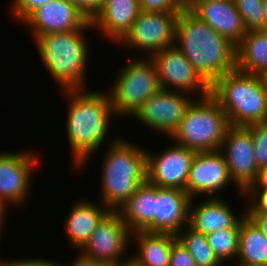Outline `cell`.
<instances>
[{"label": "cell", "mask_w": 267, "mask_h": 266, "mask_svg": "<svg viewBox=\"0 0 267 266\" xmlns=\"http://www.w3.org/2000/svg\"><path fill=\"white\" fill-rule=\"evenodd\" d=\"M254 145V159L258 168L267 166V121L246 126Z\"/></svg>", "instance_id": "obj_29"}, {"label": "cell", "mask_w": 267, "mask_h": 266, "mask_svg": "<svg viewBox=\"0 0 267 266\" xmlns=\"http://www.w3.org/2000/svg\"><path fill=\"white\" fill-rule=\"evenodd\" d=\"M77 256L78 257L75 258L72 264H69L70 266H106L105 264L98 262L92 258H89L80 252L78 253ZM57 264L58 266H65L62 263L60 264V262L59 263L57 262Z\"/></svg>", "instance_id": "obj_36"}, {"label": "cell", "mask_w": 267, "mask_h": 266, "mask_svg": "<svg viewBox=\"0 0 267 266\" xmlns=\"http://www.w3.org/2000/svg\"><path fill=\"white\" fill-rule=\"evenodd\" d=\"M0 266H58L57 262L51 260V259H36V258H29V259H23L22 260H0Z\"/></svg>", "instance_id": "obj_35"}, {"label": "cell", "mask_w": 267, "mask_h": 266, "mask_svg": "<svg viewBox=\"0 0 267 266\" xmlns=\"http://www.w3.org/2000/svg\"><path fill=\"white\" fill-rule=\"evenodd\" d=\"M240 227L241 221L234 228H226L206 235L209 245L222 264L235 259L237 261Z\"/></svg>", "instance_id": "obj_27"}, {"label": "cell", "mask_w": 267, "mask_h": 266, "mask_svg": "<svg viewBox=\"0 0 267 266\" xmlns=\"http://www.w3.org/2000/svg\"><path fill=\"white\" fill-rule=\"evenodd\" d=\"M191 200L185 190L156 186L154 233L177 235L189 225Z\"/></svg>", "instance_id": "obj_17"}, {"label": "cell", "mask_w": 267, "mask_h": 266, "mask_svg": "<svg viewBox=\"0 0 267 266\" xmlns=\"http://www.w3.org/2000/svg\"><path fill=\"white\" fill-rule=\"evenodd\" d=\"M263 8L265 13V30H267V0H263Z\"/></svg>", "instance_id": "obj_42"}, {"label": "cell", "mask_w": 267, "mask_h": 266, "mask_svg": "<svg viewBox=\"0 0 267 266\" xmlns=\"http://www.w3.org/2000/svg\"><path fill=\"white\" fill-rule=\"evenodd\" d=\"M37 152L30 149L0 152V201L7 207L27 204L32 185L31 176L36 165L41 162Z\"/></svg>", "instance_id": "obj_12"}, {"label": "cell", "mask_w": 267, "mask_h": 266, "mask_svg": "<svg viewBox=\"0 0 267 266\" xmlns=\"http://www.w3.org/2000/svg\"><path fill=\"white\" fill-rule=\"evenodd\" d=\"M151 152L146 149L147 180L160 188L185 190L196 152L175 143L161 153Z\"/></svg>", "instance_id": "obj_14"}, {"label": "cell", "mask_w": 267, "mask_h": 266, "mask_svg": "<svg viewBox=\"0 0 267 266\" xmlns=\"http://www.w3.org/2000/svg\"><path fill=\"white\" fill-rule=\"evenodd\" d=\"M243 194L250 203L246 207V214H267V188L245 189Z\"/></svg>", "instance_id": "obj_31"}, {"label": "cell", "mask_w": 267, "mask_h": 266, "mask_svg": "<svg viewBox=\"0 0 267 266\" xmlns=\"http://www.w3.org/2000/svg\"><path fill=\"white\" fill-rule=\"evenodd\" d=\"M264 79H265V82H266V85H267V73L264 75Z\"/></svg>", "instance_id": "obj_43"}, {"label": "cell", "mask_w": 267, "mask_h": 266, "mask_svg": "<svg viewBox=\"0 0 267 266\" xmlns=\"http://www.w3.org/2000/svg\"><path fill=\"white\" fill-rule=\"evenodd\" d=\"M89 20L68 0H51L33 11L22 23L29 28L31 36L76 31Z\"/></svg>", "instance_id": "obj_16"}, {"label": "cell", "mask_w": 267, "mask_h": 266, "mask_svg": "<svg viewBox=\"0 0 267 266\" xmlns=\"http://www.w3.org/2000/svg\"><path fill=\"white\" fill-rule=\"evenodd\" d=\"M102 161L100 203L117 211L147 181L146 149L119 137Z\"/></svg>", "instance_id": "obj_3"}, {"label": "cell", "mask_w": 267, "mask_h": 266, "mask_svg": "<svg viewBox=\"0 0 267 266\" xmlns=\"http://www.w3.org/2000/svg\"><path fill=\"white\" fill-rule=\"evenodd\" d=\"M89 200L76 201L64 219L69 246L79 251L91 237L102 219L111 211L106 205Z\"/></svg>", "instance_id": "obj_20"}, {"label": "cell", "mask_w": 267, "mask_h": 266, "mask_svg": "<svg viewBox=\"0 0 267 266\" xmlns=\"http://www.w3.org/2000/svg\"><path fill=\"white\" fill-rule=\"evenodd\" d=\"M144 12H180L185 7L184 0H138Z\"/></svg>", "instance_id": "obj_30"}, {"label": "cell", "mask_w": 267, "mask_h": 266, "mask_svg": "<svg viewBox=\"0 0 267 266\" xmlns=\"http://www.w3.org/2000/svg\"><path fill=\"white\" fill-rule=\"evenodd\" d=\"M175 46L210 86L236 69V45L188 9L178 15Z\"/></svg>", "instance_id": "obj_2"}, {"label": "cell", "mask_w": 267, "mask_h": 266, "mask_svg": "<svg viewBox=\"0 0 267 266\" xmlns=\"http://www.w3.org/2000/svg\"><path fill=\"white\" fill-rule=\"evenodd\" d=\"M237 259L235 266L267 265V236L247 216L241 220Z\"/></svg>", "instance_id": "obj_25"}, {"label": "cell", "mask_w": 267, "mask_h": 266, "mask_svg": "<svg viewBox=\"0 0 267 266\" xmlns=\"http://www.w3.org/2000/svg\"><path fill=\"white\" fill-rule=\"evenodd\" d=\"M246 216L253 220L267 236V214H246Z\"/></svg>", "instance_id": "obj_38"}, {"label": "cell", "mask_w": 267, "mask_h": 266, "mask_svg": "<svg viewBox=\"0 0 267 266\" xmlns=\"http://www.w3.org/2000/svg\"><path fill=\"white\" fill-rule=\"evenodd\" d=\"M137 57L117 71L107 90L118 118L127 115L132 118L161 89L154 63L148 57Z\"/></svg>", "instance_id": "obj_7"}, {"label": "cell", "mask_w": 267, "mask_h": 266, "mask_svg": "<svg viewBox=\"0 0 267 266\" xmlns=\"http://www.w3.org/2000/svg\"><path fill=\"white\" fill-rule=\"evenodd\" d=\"M88 89L61 90L66 95L68 105L66 138L72 163L78 169L87 165L91 155L100 150L105 140L111 144L118 139L115 137L111 142L106 139L110 133V121L116 116L108 92H90Z\"/></svg>", "instance_id": "obj_1"}, {"label": "cell", "mask_w": 267, "mask_h": 266, "mask_svg": "<svg viewBox=\"0 0 267 266\" xmlns=\"http://www.w3.org/2000/svg\"><path fill=\"white\" fill-rule=\"evenodd\" d=\"M75 5L81 13L89 20L93 21L103 10L106 0H68Z\"/></svg>", "instance_id": "obj_34"}, {"label": "cell", "mask_w": 267, "mask_h": 266, "mask_svg": "<svg viewBox=\"0 0 267 266\" xmlns=\"http://www.w3.org/2000/svg\"><path fill=\"white\" fill-rule=\"evenodd\" d=\"M8 207L3 203V202H1L0 201V229H3V225H4V220L6 219L5 218V216H6V209H7Z\"/></svg>", "instance_id": "obj_39"}, {"label": "cell", "mask_w": 267, "mask_h": 266, "mask_svg": "<svg viewBox=\"0 0 267 266\" xmlns=\"http://www.w3.org/2000/svg\"><path fill=\"white\" fill-rule=\"evenodd\" d=\"M184 1L186 9L191 10L198 2L205 0H184Z\"/></svg>", "instance_id": "obj_41"}, {"label": "cell", "mask_w": 267, "mask_h": 266, "mask_svg": "<svg viewBox=\"0 0 267 266\" xmlns=\"http://www.w3.org/2000/svg\"><path fill=\"white\" fill-rule=\"evenodd\" d=\"M51 0H13L11 11L19 23L23 22L33 11Z\"/></svg>", "instance_id": "obj_32"}, {"label": "cell", "mask_w": 267, "mask_h": 266, "mask_svg": "<svg viewBox=\"0 0 267 266\" xmlns=\"http://www.w3.org/2000/svg\"><path fill=\"white\" fill-rule=\"evenodd\" d=\"M194 203V204H193ZM194 198L189 207V226L195 231L209 235L218 230L234 228L245 216L235 215L232 205L221 197H206V200L197 203Z\"/></svg>", "instance_id": "obj_18"}, {"label": "cell", "mask_w": 267, "mask_h": 266, "mask_svg": "<svg viewBox=\"0 0 267 266\" xmlns=\"http://www.w3.org/2000/svg\"><path fill=\"white\" fill-rule=\"evenodd\" d=\"M190 11L234 45L246 34L234 0L201 1Z\"/></svg>", "instance_id": "obj_19"}, {"label": "cell", "mask_w": 267, "mask_h": 266, "mask_svg": "<svg viewBox=\"0 0 267 266\" xmlns=\"http://www.w3.org/2000/svg\"><path fill=\"white\" fill-rule=\"evenodd\" d=\"M150 59L155 65L161 89L192 96L199 93L198 98L210 94V85L175 45L155 53Z\"/></svg>", "instance_id": "obj_9"}, {"label": "cell", "mask_w": 267, "mask_h": 266, "mask_svg": "<svg viewBox=\"0 0 267 266\" xmlns=\"http://www.w3.org/2000/svg\"><path fill=\"white\" fill-rule=\"evenodd\" d=\"M177 239L190 252L197 266H224L216 257L205 234L187 225L177 234Z\"/></svg>", "instance_id": "obj_26"}, {"label": "cell", "mask_w": 267, "mask_h": 266, "mask_svg": "<svg viewBox=\"0 0 267 266\" xmlns=\"http://www.w3.org/2000/svg\"><path fill=\"white\" fill-rule=\"evenodd\" d=\"M170 266H197L190 252L178 239L172 245Z\"/></svg>", "instance_id": "obj_33"}, {"label": "cell", "mask_w": 267, "mask_h": 266, "mask_svg": "<svg viewBox=\"0 0 267 266\" xmlns=\"http://www.w3.org/2000/svg\"><path fill=\"white\" fill-rule=\"evenodd\" d=\"M106 266H137L134 260L130 257L129 259L122 261L120 263H114V264H109Z\"/></svg>", "instance_id": "obj_40"}, {"label": "cell", "mask_w": 267, "mask_h": 266, "mask_svg": "<svg viewBox=\"0 0 267 266\" xmlns=\"http://www.w3.org/2000/svg\"><path fill=\"white\" fill-rule=\"evenodd\" d=\"M94 29L89 21L82 29L34 37L37 52L60 90L87 89L88 42L84 32ZM86 79V80H85Z\"/></svg>", "instance_id": "obj_4"}, {"label": "cell", "mask_w": 267, "mask_h": 266, "mask_svg": "<svg viewBox=\"0 0 267 266\" xmlns=\"http://www.w3.org/2000/svg\"><path fill=\"white\" fill-rule=\"evenodd\" d=\"M236 69L254 75L267 73V30L246 31L236 45Z\"/></svg>", "instance_id": "obj_24"}, {"label": "cell", "mask_w": 267, "mask_h": 266, "mask_svg": "<svg viewBox=\"0 0 267 266\" xmlns=\"http://www.w3.org/2000/svg\"><path fill=\"white\" fill-rule=\"evenodd\" d=\"M138 248L131 258L137 266H170L172 245L177 235L136 231L131 235Z\"/></svg>", "instance_id": "obj_23"}, {"label": "cell", "mask_w": 267, "mask_h": 266, "mask_svg": "<svg viewBox=\"0 0 267 266\" xmlns=\"http://www.w3.org/2000/svg\"><path fill=\"white\" fill-rule=\"evenodd\" d=\"M230 126L228 116L209 94L192 102L170 138L196 153L210 152L220 150Z\"/></svg>", "instance_id": "obj_6"}, {"label": "cell", "mask_w": 267, "mask_h": 266, "mask_svg": "<svg viewBox=\"0 0 267 266\" xmlns=\"http://www.w3.org/2000/svg\"><path fill=\"white\" fill-rule=\"evenodd\" d=\"M179 13L141 11L131 30L118 44L134 51L142 50L141 53H146L141 57L148 58L165 48L174 46Z\"/></svg>", "instance_id": "obj_8"}, {"label": "cell", "mask_w": 267, "mask_h": 266, "mask_svg": "<svg viewBox=\"0 0 267 266\" xmlns=\"http://www.w3.org/2000/svg\"><path fill=\"white\" fill-rule=\"evenodd\" d=\"M267 188V166L258 171L256 180L246 189H266Z\"/></svg>", "instance_id": "obj_37"}, {"label": "cell", "mask_w": 267, "mask_h": 266, "mask_svg": "<svg viewBox=\"0 0 267 266\" xmlns=\"http://www.w3.org/2000/svg\"><path fill=\"white\" fill-rule=\"evenodd\" d=\"M246 31L265 30L263 0H234Z\"/></svg>", "instance_id": "obj_28"}, {"label": "cell", "mask_w": 267, "mask_h": 266, "mask_svg": "<svg viewBox=\"0 0 267 266\" xmlns=\"http://www.w3.org/2000/svg\"><path fill=\"white\" fill-rule=\"evenodd\" d=\"M232 182L243 196V191L230 177L225 157L220 150L198 152L191 163L185 191L195 200L198 196L220 197V192Z\"/></svg>", "instance_id": "obj_13"}, {"label": "cell", "mask_w": 267, "mask_h": 266, "mask_svg": "<svg viewBox=\"0 0 267 266\" xmlns=\"http://www.w3.org/2000/svg\"><path fill=\"white\" fill-rule=\"evenodd\" d=\"M156 185L148 180L117 211L133 233H154Z\"/></svg>", "instance_id": "obj_22"}, {"label": "cell", "mask_w": 267, "mask_h": 266, "mask_svg": "<svg viewBox=\"0 0 267 266\" xmlns=\"http://www.w3.org/2000/svg\"><path fill=\"white\" fill-rule=\"evenodd\" d=\"M220 151L225 157L230 177L244 191L256 180L259 171L250 130L245 126L231 125Z\"/></svg>", "instance_id": "obj_15"}, {"label": "cell", "mask_w": 267, "mask_h": 266, "mask_svg": "<svg viewBox=\"0 0 267 266\" xmlns=\"http://www.w3.org/2000/svg\"><path fill=\"white\" fill-rule=\"evenodd\" d=\"M131 235L119 212L111 210L79 252L105 265L120 263L131 257L126 252Z\"/></svg>", "instance_id": "obj_10"}, {"label": "cell", "mask_w": 267, "mask_h": 266, "mask_svg": "<svg viewBox=\"0 0 267 266\" xmlns=\"http://www.w3.org/2000/svg\"><path fill=\"white\" fill-rule=\"evenodd\" d=\"M141 12L138 0H106L103 10L92 21L93 28L100 31L113 44H118Z\"/></svg>", "instance_id": "obj_21"}, {"label": "cell", "mask_w": 267, "mask_h": 266, "mask_svg": "<svg viewBox=\"0 0 267 266\" xmlns=\"http://www.w3.org/2000/svg\"><path fill=\"white\" fill-rule=\"evenodd\" d=\"M210 95L232 126L246 127L267 121V85L262 75L234 69L210 86Z\"/></svg>", "instance_id": "obj_5"}, {"label": "cell", "mask_w": 267, "mask_h": 266, "mask_svg": "<svg viewBox=\"0 0 267 266\" xmlns=\"http://www.w3.org/2000/svg\"><path fill=\"white\" fill-rule=\"evenodd\" d=\"M196 98L188 93L160 89L142 104L133 119L170 138Z\"/></svg>", "instance_id": "obj_11"}]
</instances>
